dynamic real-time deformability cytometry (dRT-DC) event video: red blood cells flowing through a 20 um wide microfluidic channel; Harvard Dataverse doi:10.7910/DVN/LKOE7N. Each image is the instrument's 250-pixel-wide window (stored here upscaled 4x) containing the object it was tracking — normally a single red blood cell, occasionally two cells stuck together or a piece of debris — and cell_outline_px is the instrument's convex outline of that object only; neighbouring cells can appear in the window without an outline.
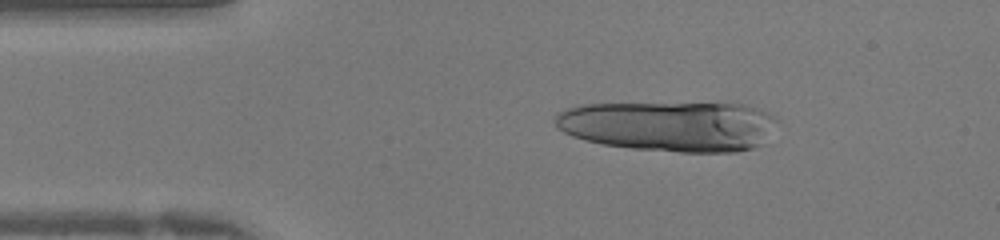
{"species": "human", "species_latin": "Homo sapiens", "temperature_condition": "warm", "stored_images_in_passage": 8, "camera_frame_rate_fps": 3000, "um_per_image_px": 0.085, "donor": {"sex": "female"}, "frame": {"image": 1, "passage_image": 1, "time_ms": 0.0, "image_size_px": [1000, 240], "cell_outline_px": [[776, 120], [760, 144], [752, 148], [736, 152], [680, 152], [632, 148], [604, 144], [584, 140], [572, 136], [556, 128], [556, 112], [564, 108], [580, 104], [744, 104], [768, 112]], "centroid_in_image_um": [56.81, 10.72], "position_along_channel_um": 28.2, "area_um2": 64.56}}